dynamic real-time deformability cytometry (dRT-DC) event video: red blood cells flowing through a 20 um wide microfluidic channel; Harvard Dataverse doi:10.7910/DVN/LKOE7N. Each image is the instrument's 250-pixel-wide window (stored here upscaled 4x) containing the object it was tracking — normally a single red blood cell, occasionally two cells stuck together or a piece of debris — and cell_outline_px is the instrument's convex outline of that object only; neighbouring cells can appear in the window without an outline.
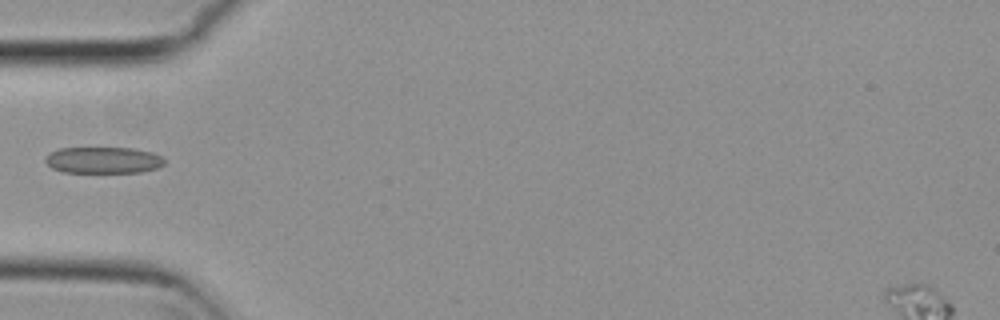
{"species": "common noctule bat (a hibernating species)", "species_latin": "Nyctalus noctula", "temperature_condition": "cold", "stored_images_in_passage": 35, "camera_frame_rate_fps": 3000, "um_per_image_px": 0.085, "animal": {"sex": "female", "body_mass_g": 29.2, "forearm_length_mm": 56.3}, "frame": {"image": 1, "passage_image": 1, "time_ms": 0.0, "image_size_px": [1000, 320], "cell_outline_px": [[164, 164], [156, 168], [140, 172], [60, 172], [52, 168], [44, 160], [52, 152], [60, 148], [132, 148], [152, 152], [160, 156], [164, 160]], "centroid_in_image_um": [8.78, 13.61], "position_along_channel_um": 76.2, "area_um2": 18.15}}
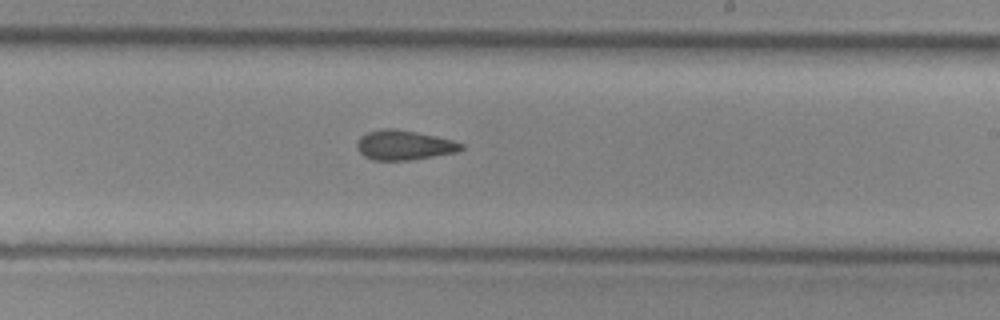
{"frame": {"image": 2, "passage_image": 15, "time_ms": 4.667, "image_size_px": [1000, 320], "cell_outline_px": [[464, 148], [456, 152], [412, 160], [372, 160], [364, 156], [356, 148], [356, 140], [360, 136], [368, 132], [384, 128], [396, 128], [436, 136], [452, 140], [464, 144]], "centroid_in_image_um": [34.32, 12.33], "position_along_channel_um": 254.7, "area_um2": 18.15}}
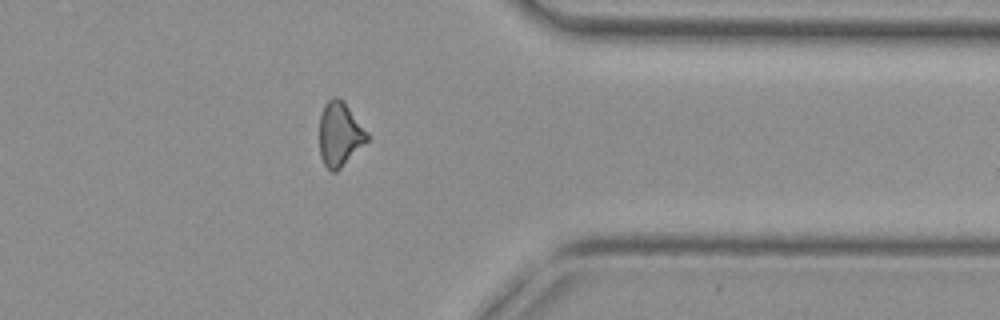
{"frame": {"image": 3, "passage_image": 26, "time_ms": 8.333, "image_size_px": [1000, 320], "cell_outline_px": [[368, 140], [336, 172], [332, 172], [324, 164], [320, 156], [320, 116], [324, 104], [332, 96], [336, 96], [348, 108], [368, 132]], "centroid_in_image_um": [28.86, 11.41], "position_along_channel_um": 382.5, "area_um2": 17.46}}